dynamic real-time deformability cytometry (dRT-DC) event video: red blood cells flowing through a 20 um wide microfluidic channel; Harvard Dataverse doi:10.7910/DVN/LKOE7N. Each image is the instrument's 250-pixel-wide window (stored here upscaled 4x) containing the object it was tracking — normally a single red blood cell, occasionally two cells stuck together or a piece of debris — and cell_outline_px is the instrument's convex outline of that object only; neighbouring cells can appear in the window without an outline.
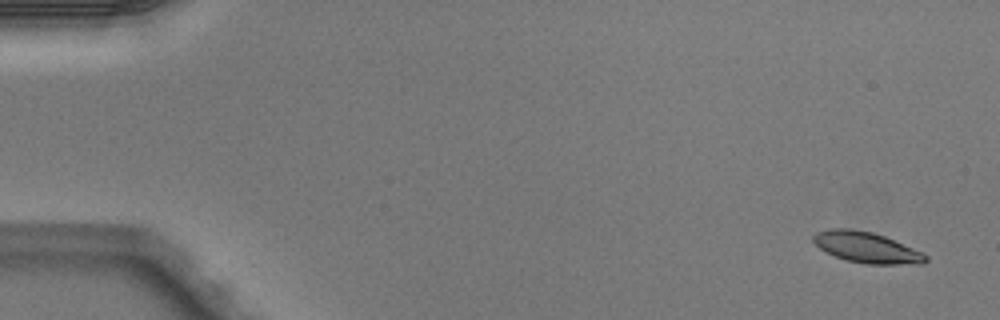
{"species": "Egyptian fruit bat (a non-hibernating species)", "species_latin": "Rousettus aegyptiacus", "temperature_condition": "warm", "stored_images_in_passage": 5, "camera_frame_rate_fps": 3000, "um_per_image_px": 0.085, "animal": {"sex": "male"}, "frame": {"image": 1, "passage_image": 1, "time_ms": 0.0, "image_size_px": [1000, 320], "cell_outline_px": [[928, 260], [924, 264], [864, 264], [844, 260], [824, 252], [812, 240], [812, 236], [816, 232], [832, 228], [852, 228], [872, 232], [884, 236], [924, 252], [928, 256]], "centroid_in_image_um": [73.66, 21.04], "position_along_channel_um": 11.3, "area_um2": 20.52}}
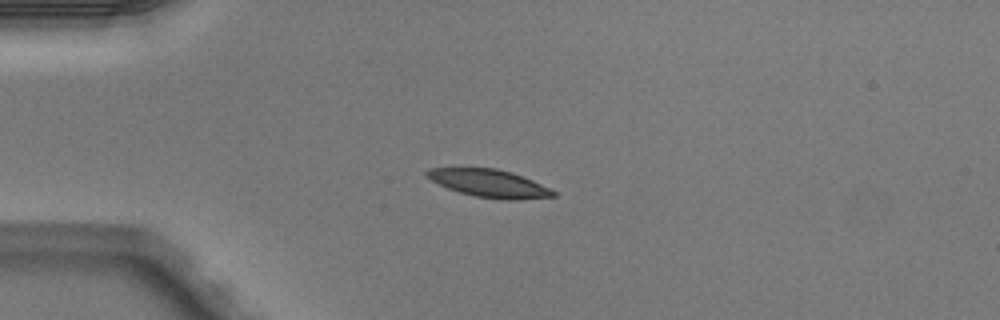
{"frame": {"image": 2, "passage_image": 4, "time_ms": 1.0, "image_size_px": [1000, 320], "cell_outline_px": [[556, 196], [520, 200], [504, 200], [476, 196], [460, 192], [448, 188], [424, 176], [424, 172], [428, 168], [496, 168], [532, 180], [552, 188], [556, 192]], "centroid_in_image_um": [41.6, 15.59], "position_along_channel_um": 43.4, "area_um2": 20.35}}